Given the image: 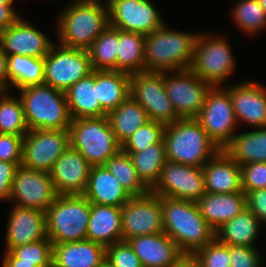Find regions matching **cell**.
Instances as JSON below:
<instances>
[{
  "mask_svg": "<svg viewBox=\"0 0 266 267\" xmlns=\"http://www.w3.org/2000/svg\"><path fill=\"white\" fill-rule=\"evenodd\" d=\"M160 203L164 233L184 254H194L215 238V230L203 218L196 202L160 196Z\"/></svg>",
  "mask_w": 266,
  "mask_h": 267,
  "instance_id": "obj_1",
  "label": "cell"
},
{
  "mask_svg": "<svg viewBox=\"0 0 266 267\" xmlns=\"http://www.w3.org/2000/svg\"><path fill=\"white\" fill-rule=\"evenodd\" d=\"M56 17L57 42L70 48L87 50L109 25L108 4L69 2Z\"/></svg>",
  "mask_w": 266,
  "mask_h": 267,
  "instance_id": "obj_2",
  "label": "cell"
},
{
  "mask_svg": "<svg viewBox=\"0 0 266 267\" xmlns=\"http://www.w3.org/2000/svg\"><path fill=\"white\" fill-rule=\"evenodd\" d=\"M199 33L173 30L168 24L145 35V71L167 72L189 69Z\"/></svg>",
  "mask_w": 266,
  "mask_h": 267,
  "instance_id": "obj_3",
  "label": "cell"
},
{
  "mask_svg": "<svg viewBox=\"0 0 266 267\" xmlns=\"http://www.w3.org/2000/svg\"><path fill=\"white\" fill-rule=\"evenodd\" d=\"M168 161L202 168L221 149L196 118L166 124L163 137Z\"/></svg>",
  "mask_w": 266,
  "mask_h": 267,
  "instance_id": "obj_4",
  "label": "cell"
},
{
  "mask_svg": "<svg viewBox=\"0 0 266 267\" xmlns=\"http://www.w3.org/2000/svg\"><path fill=\"white\" fill-rule=\"evenodd\" d=\"M29 131L69 129L72 121L65 92L46 84L18 90Z\"/></svg>",
  "mask_w": 266,
  "mask_h": 267,
  "instance_id": "obj_5",
  "label": "cell"
},
{
  "mask_svg": "<svg viewBox=\"0 0 266 267\" xmlns=\"http://www.w3.org/2000/svg\"><path fill=\"white\" fill-rule=\"evenodd\" d=\"M91 203L82 195H57L46 210V233L52 244L87 238Z\"/></svg>",
  "mask_w": 266,
  "mask_h": 267,
  "instance_id": "obj_6",
  "label": "cell"
},
{
  "mask_svg": "<svg viewBox=\"0 0 266 267\" xmlns=\"http://www.w3.org/2000/svg\"><path fill=\"white\" fill-rule=\"evenodd\" d=\"M209 34H198L189 69L213 87L225 86L228 78L236 71L237 60L227 38Z\"/></svg>",
  "mask_w": 266,
  "mask_h": 267,
  "instance_id": "obj_7",
  "label": "cell"
},
{
  "mask_svg": "<svg viewBox=\"0 0 266 267\" xmlns=\"http://www.w3.org/2000/svg\"><path fill=\"white\" fill-rule=\"evenodd\" d=\"M68 130L70 146L78 150L91 166L104 165L121 150L107 115L72 119Z\"/></svg>",
  "mask_w": 266,
  "mask_h": 267,
  "instance_id": "obj_8",
  "label": "cell"
},
{
  "mask_svg": "<svg viewBox=\"0 0 266 267\" xmlns=\"http://www.w3.org/2000/svg\"><path fill=\"white\" fill-rule=\"evenodd\" d=\"M93 72L88 51L56 42L44 56V82L63 92Z\"/></svg>",
  "mask_w": 266,
  "mask_h": 267,
  "instance_id": "obj_9",
  "label": "cell"
},
{
  "mask_svg": "<svg viewBox=\"0 0 266 267\" xmlns=\"http://www.w3.org/2000/svg\"><path fill=\"white\" fill-rule=\"evenodd\" d=\"M129 95L145 109L149 120L166 125L180 119L167 96L164 72L143 71L132 74Z\"/></svg>",
  "mask_w": 266,
  "mask_h": 267,
  "instance_id": "obj_10",
  "label": "cell"
},
{
  "mask_svg": "<svg viewBox=\"0 0 266 267\" xmlns=\"http://www.w3.org/2000/svg\"><path fill=\"white\" fill-rule=\"evenodd\" d=\"M196 119L220 149H224L238 133L239 124L230 94L222 86L209 90Z\"/></svg>",
  "mask_w": 266,
  "mask_h": 267,
  "instance_id": "obj_11",
  "label": "cell"
},
{
  "mask_svg": "<svg viewBox=\"0 0 266 267\" xmlns=\"http://www.w3.org/2000/svg\"><path fill=\"white\" fill-rule=\"evenodd\" d=\"M164 85L180 118H196L213 87L190 69L164 72Z\"/></svg>",
  "mask_w": 266,
  "mask_h": 267,
  "instance_id": "obj_12",
  "label": "cell"
},
{
  "mask_svg": "<svg viewBox=\"0 0 266 267\" xmlns=\"http://www.w3.org/2000/svg\"><path fill=\"white\" fill-rule=\"evenodd\" d=\"M70 146L69 130H31L23 138L22 166L49 173Z\"/></svg>",
  "mask_w": 266,
  "mask_h": 267,
  "instance_id": "obj_13",
  "label": "cell"
},
{
  "mask_svg": "<svg viewBox=\"0 0 266 267\" xmlns=\"http://www.w3.org/2000/svg\"><path fill=\"white\" fill-rule=\"evenodd\" d=\"M122 240L164 232L160 196H132L121 207Z\"/></svg>",
  "mask_w": 266,
  "mask_h": 267,
  "instance_id": "obj_14",
  "label": "cell"
},
{
  "mask_svg": "<svg viewBox=\"0 0 266 267\" xmlns=\"http://www.w3.org/2000/svg\"><path fill=\"white\" fill-rule=\"evenodd\" d=\"M57 195L49 173L20 165L14 175L8 202L46 212Z\"/></svg>",
  "mask_w": 266,
  "mask_h": 267,
  "instance_id": "obj_15",
  "label": "cell"
},
{
  "mask_svg": "<svg viewBox=\"0 0 266 267\" xmlns=\"http://www.w3.org/2000/svg\"><path fill=\"white\" fill-rule=\"evenodd\" d=\"M151 192L158 196L197 202L206 193L203 170L167 160Z\"/></svg>",
  "mask_w": 266,
  "mask_h": 267,
  "instance_id": "obj_16",
  "label": "cell"
},
{
  "mask_svg": "<svg viewBox=\"0 0 266 267\" xmlns=\"http://www.w3.org/2000/svg\"><path fill=\"white\" fill-rule=\"evenodd\" d=\"M108 8L109 25L122 31L146 35L165 24L151 0H110Z\"/></svg>",
  "mask_w": 266,
  "mask_h": 267,
  "instance_id": "obj_17",
  "label": "cell"
},
{
  "mask_svg": "<svg viewBox=\"0 0 266 267\" xmlns=\"http://www.w3.org/2000/svg\"><path fill=\"white\" fill-rule=\"evenodd\" d=\"M222 87L230 94L238 124L266 127V87L261 82L251 79Z\"/></svg>",
  "mask_w": 266,
  "mask_h": 267,
  "instance_id": "obj_18",
  "label": "cell"
},
{
  "mask_svg": "<svg viewBox=\"0 0 266 267\" xmlns=\"http://www.w3.org/2000/svg\"><path fill=\"white\" fill-rule=\"evenodd\" d=\"M22 16L7 29L0 31V47L7 56L15 54L36 58L47 55L55 43L46 33Z\"/></svg>",
  "mask_w": 266,
  "mask_h": 267,
  "instance_id": "obj_19",
  "label": "cell"
},
{
  "mask_svg": "<svg viewBox=\"0 0 266 267\" xmlns=\"http://www.w3.org/2000/svg\"><path fill=\"white\" fill-rule=\"evenodd\" d=\"M92 166L71 146L55 161L49 174L58 195L83 194Z\"/></svg>",
  "mask_w": 266,
  "mask_h": 267,
  "instance_id": "obj_20",
  "label": "cell"
},
{
  "mask_svg": "<svg viewBox=\"0 0 266 267\" xmlns=\"http://www.w3.org/2000/svg\"><path fill=\"white\" fill-rule=\"evenodd\" d=\"M5 234V251L47 238L46 212L11 205Z\"/></svg>",
  "mask_w": 266,
  "mask_h": 267,
  "instance_id": "obj_21",
  "label": "cell"
},
{
  "mask_svg": "<svg viewBox=\"0 0 266 267\" xmlns=\"http://www.w3.org/2000/svg\"><path fill=\"white\" fill-rule=\"evenodd\" d=\"M143 267H175L184 253L164 232L127 240Z\"/></svg>",
  "mask_w": 266,
  "mask_h": 267,
  "instance_id": "obj_22",
  "label": "cell"
},
{
  "mask_svg": "<svg viewBox=\"0 0 266 267\" xmlns=\"http://www.w3.org/2000/svg\"><path fill=\"white\" fill-rule=\"evenodd\" d=\"M205 189L208 193L243 192L240 165L221 149L203 167Z\"/></svg>",
  "mask_w": 266,
  "mask_h": 267,
  "instance_id": "obj_23",
  "label": "cell"
},
{
  "mask_svg": "<svg viewBox=\"0 0 266 267\" xmlns=\"http://www.w3.org/2000/svg\"><path fill=\"white\" fill-rule=\"evenodd\" d=\"M91 204L122 207L132 196L104 166H92L85 192Z\"/></svg>",
  "mask_w": 266,
  "mask_h": 267,
  "instance_id": "obj_24",
  "label": "cell"
},
{
  "mask_svg": "<svg viewBox=\"0 0 266 267\" xmlns=\"http://www.w3.org/2000/svg\"><path fill=\"white\" fill-rule=\"evenodd\" d=\"M106 247L90 240L53 244L56 267H97L105 260Z\"/></svg>",
  "mask_w": 266,
  "mask_h": 267,
  "instance_id": "obj_25",
  "label": "cell"
},
{
  "mask_svg": "<svg viewBox=\"0 0 266 267\" xmlns=\"http://www.w3.org/2000/svg\"><path fill=\"white\" fill-rule=\"evenodd\" d=\"M196 203L203 218L215 231L247 208L244 192L227 194L206 192Z\"/></svg>",
  "mask_w": 266,
  "mask_h": 267,
  "instance_id": "obj_26",
  "label": "cell"
},
{
  "mask_svg": "<svg viewBox=\"0 0 266 267\" xmlns=\"http://www.w3.org/2000/svg\"><path fill=\"white\" fill-rule=\"evenodd\" d=\"M86 240L104 247L121 241V207L91 204Z\"/></svg>",
  "mask_w": 266,
  "mask_h": 267,
  "instance_id": "obj_27",
  "label": "cell"
},
{
  "mask_svg": "<svg viewBox=\"0 0 266 267\" xmlns=\"http://www.w3.org/2000/svg\"><path fill=\"white\" fill-rule=\"evenodd\" d=\"M65 95L72 119L107 115L97 99V70L72 85Z\"/></svg>",
  "mask_w": 266,
  "mask_h": 267,
  "instance_id": "obj_28",
  "label": "cell"
},
{
  "mask_svg": "<svg viewBox=\"0 0 266 267\" xmlns=\"http://www.w3.org/2000/svg\"><path fill=\"white\" fill-rule=\"evenodd\" d=\"M263 225L246 208L216 229L215 238L226 245L257 247L255 244Z\"/></svg>",
  "mask_w": 266,
  "mask_h": 267,
  "instance_id": "obj_29",
  "label": "cell"
},
{
  "mask_svg": "<svg viewBox=\"0 0 266 267\" xmlns=\"http://www.w3.org/2000/svg\"><path fill=\"white\" fill-rule=\"evenodd\" d=\"M224 151L240 166L266 162V127L237 133Z\"/></svg>",
  "mask_w": 266,
  "mask_h": 267,
  "instance_id": "obj_30",
  "label": "cell"
},
{
  "mask_svg": "<svg viewBox=\"0 0 266 267\" xmlns=\"http://www.w3.org/2000/svg\"><path fill=\"white\" fill-rule=\"evenodd\" d=\"M130 76L116 70H97V99L107 114L130 96Z\"/></svg>",
  "mask_w": 266,
  "mask_h": 267,
  "instance_id": "obj_31",
  "label": "cell"
},
{
  "mask_svg": "<svg viewBox=\"0 0 266 267\" xmlns=\"http://www.w3.org/2000/svg\"><path fill=\"white\" fill-rule=\"evenodd\" d=\"M7 73L10 89L19 90L44 82V57L15 54L7 56Z\"/></svg>",
  "mask_w": 266,
  "mask_h": 267,
  "instance_id": "obj_32",
  "label": "cell"
},
{
  "mask_svg": "<svg viewBox=\"0 0 266 267\" xmlns=\"http://www.w3.org/2000/svg\"><path fill=\"white\" fill-rule=\"evenodd\" d=\"M107 118L120 144L149 121L145 109L130 96L116 109L110 111Z\"/></svg>",
  "mask_w": 266,
  "mask_h": 267,
  "instance_id": "obj_33",
  "label": "cell"
},
{
  "mask_svg": "<svg viewBox=\"0 0 266 267\" xmlns=\"http://www.w3.org/2000/svg\"><path fill=\"white\" fill-rule=\"evenodd\" d=\"M145 35L119 30L117 71L135 74L145 71Z\"/></svg>",
  "mask_w": 266,
  "mask_h": 267,
  "instance_id": "obj_34",
  "label": "cell"
},
{
  "mask_svg": "<svg viewBox=\"0 0 266 267\" xmlns=\"http://www.w3.org/2000/svg\"><path fill=\"white\" fill-rule=\"evenodd\" d=\"M128 154L142 182L152 190L158 183L167 161L164 140L143 151Z\"/></svg>",
  "mask_w": 266,
  "mask_h": 267,
  "instance_id": "obj_35",
  "label": "cell"
},
{
  "mask_svg": "<svg viewBox=\"0 0 266 267\" xmlns=\"http://www.w3.org/2000/svg\"><path fill=\"white\" fill-rule=\"evenodd\" d=\"M119 29L110 25L87 49L93 70H116Z\"/></svg>",
  "mask_w": 266,
  "mask_h": 267,
  "instance_id": "obj_36",
  "label": "cell"
},
{
  "mask_svg": "<svg viewBox=\"0 0 266 267\" xmlns=\"http://www.w3.org/2000/svg\"><path fill=\"white\" fill-rule=\"evenodd\" d=\"M104 166L131 196H143L151 190L142 182L128 153L120 150Z\"/></svg>",
  "mask_w": 266,
  "mask_h": 267,
  "instance_id": "obj_37",
  "label": "cell"
},
{
  "mask_svg": "<svg viewBox=\"0 0 266 267\" xmlns=\"http://www.w3.org/2000/svg\"><path fill=\"white\" fill-rule=\"evenodd\" d=\"M231 8L234 25L245 35H256L266 29V12L258 0H237Z\"/></svg>",
  "mask_w": 266,
  "mask_h": 267,
  "instance_id": "obj_38",
  "label": "cell"
},
{
  "mask_svg": "<svg viewBox=\"0 0 266 267\" xmlns=\"http://www.w3.org/2000/svg\"><path fill=\"white\" fill-rule=\"evenodd\" d=\"M10 91H0V133L24 136L28 131L20 97Z\"/></svg>",
  "mask_w": 266,
  "mask_h": 267,
  "instance_id": "obj_39",
  "label": "cell"
},
{
  "mask_svg": "<svg viewBox=\"0 0 266 267\" xmlns=\"http://www.w3.org/2000/svg\"><path fill=\"white\" fill-rule=\"evenodd\" d=\"M165 126L163 123L149 120L121 144V150L126 153H136L161 142Z\"/></svg>",
  "mask_w": 266,
  "mask_h": 267,
  "instance_id": "obj_40",
  "label": "cell"
},
{
  "mask_svg": "<svg viewBox=\"0 0 266 267\" xmlns=\"http://www.w3.org/2000/svg\"><path fill=\"white\" fill-rule=\"evenodd\" d=\"M10 252L21 262L33 263L36 267H49L52 264L53 244L47 237L12 248Z\"/></svg>",
  "mask_w": 266,
  "mask_h": 267,
  "instance_id": "obj_41",
  "label": "cell"
},
{
  "mask_svg": "<svg viewBox=\"0 0 266 267\" xmlns=\"http://www.w3.org/2000/svg\"><path fill=\"white\" fill-rule=\"evenodd\" d=\"M194 255L202 267H230L229 245L221 243L216 238L197 250Z\"/></svg>",
  "mask_w": 266,
  "mask_h": 267,
  "instance_id": "obj_42",
  "label": "cell"
},
{
  "mask_svg": "<svg viewBox=\"0 0 266 267\" xmlns=\"http://www.w3.org/2000/svg\"><path fill=\"white\" fill-rule=\"evenodd\" d=\"M106 261L112 267H143L128 241H118L106 247Z\"/></svg>",
  "mask_w": 266,
  "mask_h": 267,
  "instance_id": "obj_43",
  "label": "cell"
},
{
  "mask_svg": "<svg viewBox=\"0 0 266 267\" xmlns=\"http://www.w3.org/2000/svg\"><path fill=\"white\" fill-rule=\"evenodd\" d=\"M242 190L266 189V162H254L242 165Z\"/></svg>",
  "mask_w": 266,
  "mask_h": 267,
  "instance_id": "obj_44",
  "label": "cell"
},
{
  "mask_svg": "<svg viewBox=\"0 0 266 267\" xmlns=\"http://www.w3.org/2000/svg\"><path fill=\"white\" fill-rule=\"evenodd\" d=\"M230 267H263V259L256 247L229 245Z\"/></svg>",
  "mask_w": 266,
  "mask_h": 267,
  "instance_id": "obj_45",
  "label": "cell"
},
{
  "mask_svg": "<svg viewBox=\"0 0 266 267\" xmlns=\"http://www.w3.org/2000/svg\"><path fill=\"white\" fill-rule=\"evenodd\" d=\"M23 138L24 136L0 133V161L20 166L22 164Z\"/></svg>",
  "mask_w": 266,
  "mask_h": 267,
  "instance_id": "obj_46",
  "label": "cell"
},
{
  "mask_svg": "<svg viewBox=\"0 0 266 267\" xmlns=\"http://www.w3.org/2000/svg\"><path fill=\"white\" fill-rule=\"evenodd\" d=\"M247 208L263 224H266V189L247 191Z\"/></svg>",
  "mask_w": 266,
  "mask_h": 267,
  "instance_id": "obj_47",
  "label": "cell"
},
{
  "mask_svg": "<svg viewBox=\"0 0 266 267\" xmlns=\"http://www.w3.org/2000/svg\"><path fill=\"white\" fill-rule=\"evenodd\" d=\"M17 168L15 163L0 161V201L8 202Z\"/></svg>",
  "mask_w": 266,
  "mask_h": 267,
  "instance_id": "obj_48",
  "label": "cell"
},
{
  "mask_svg": "<svg viewBox=\"0 0 266 267\" xmlns=\"http://www.w3.org/2000/svg\"><path fill=\"white\" fill-rule=\"evenodd\" d=\"M13 5L15 3H0V31L7 29L21 17Z\"/></svg>",
  "mask_w": 266,
  "mask_h": 267,
  "instance_id": "obj_49",
  "label": "cell"
},
{
  "mask_svg": "<svg viewBox=\"0 0 266 267\" xmlns=\"http://www.w3.org/2000/svg\"><path fill=\"white\" fill-rule=\"evenodd\" d=\"M0 91H9V78L7 73V55L0 47Z\"/></svg>",
  "mask_w": 266,
  "mask_h": 267,
  "instance_id": "obj_50",
  "label": "cell"
},
{
  "mask_svg": "<svg viewBox=\"0 0 266 267\" xmlns=\"http://www.w3.org/2000/svg\"><path fill=\"white\" fill-rule=\"evenodd\" d=\"M2 267H36L33 263L21 262L10 251H3Z\"/></svg>",
  "mask_w": 266,
  "mask_h": 267,
  "instance_id": "obj_51",
  "label": "cell"
},
{
  "mask_svg": "<svg viewBox=\"0 0 266 267\" xmlns=\"http://www.w3.org/2000/svg\"><path fill=\"white\" fill-rule=\"evenodd\" d=\"M175 267H202V264L194 254H184Z\"/></svg>",
  "mask_w": 266,
  "mask_h": 267,
  "instance_id": "obj_52",
  "label": "cell"
},
{
  "mask_svg": "<svg viewBox=\"0 0 266 267\" xmlns=\"http://www.w3.org/2000/svg\"><path fill=\"white\" fill-rule=\"evenodd\" d=\"M105 1V2H104ZM110 0H71L70 2H98L108 4Z\"/></svg>",
  "mask_w": 266,
  "mask_h": 267,
  "instance_id": "obj_53",
  "label": "cell"
},
{
  "mask_svg": "<svg viewBox=\"0 0 266 267\" xmlns=\"http://www.w3.org/2000/svg\"><path fill=\"white\" fill-rule=\"evenodd\" d=\"M97 267H112L107 261L106 259Z\"/></svg>",
  "mask_w": 266,
  "mask_h": 267,
  "instance_id": "obj_54",
  "label": "cell"
},
{
  "mask_svg": "<svg viewBox=\"0 0 266 267\" xmlns=\"http://www.w3.org/2000/svg\"><path fill=\"white\" fill-rule=\"evenodd\" d=\"M258 2L260 3V5L263 7V9L266 12V0H258Z\"/></svg>",
  "mask_w": 266,
  "mask_h": 267,
  "instance_id": "obj_55",
  "label": "cell"
},
{
  "mask_svg": "<svg viewBox=\"0 0 266 267\" xmlns=\"http://www.w3.org/2000/svg\"><path fill=\"white\" fill-rule=\"evenodd\" d=\"M16 0H0V3H14Z\"/></svg>",
  "mask_w": 266,
  "mask_h": 267,
  "instance_id": "obj_56",
  "label": "cell"
}]
</instances>
